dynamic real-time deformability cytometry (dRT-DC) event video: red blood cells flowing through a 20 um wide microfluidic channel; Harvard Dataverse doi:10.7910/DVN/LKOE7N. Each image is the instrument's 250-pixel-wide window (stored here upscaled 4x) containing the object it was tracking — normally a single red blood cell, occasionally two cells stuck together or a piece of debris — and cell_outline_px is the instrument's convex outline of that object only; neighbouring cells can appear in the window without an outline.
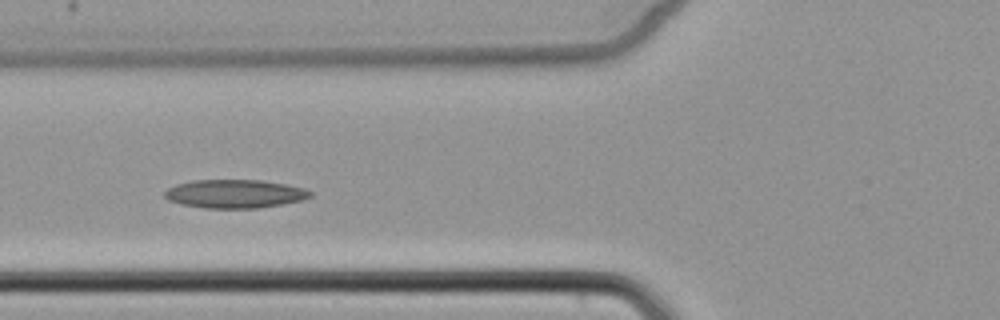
{"species": "common noctule bat (a hibernating species)", "species_latin": "Nyctalus noctula", "temperature_condition": "cold", "stored_images_in_passage": 6, "camera_frame_rate_fps": 3000, "um_per_image_px": 0.085, "animal": {"sex": "female", "body_mass_g": 22.7, "forearm_length_mm": 54.2}, "frame": {"image": 1, "passage_image": 5, "time_ms": 4.667, "image_size_px": [1000, 320], "cell_outline_px": [[312, 196], [304, 200], [256, 208], [204, 208], [180, 204], [168, 200], [164, 196], [164, 192], [168, 188], [176, 184], [192, 180], [260, 180], [284, 184], [304, 188], [312, 192]], "centroid_in_image_um": [19.93, 16.47], "position_along_channel_um": 105.9, "area_um2": 24.16}}
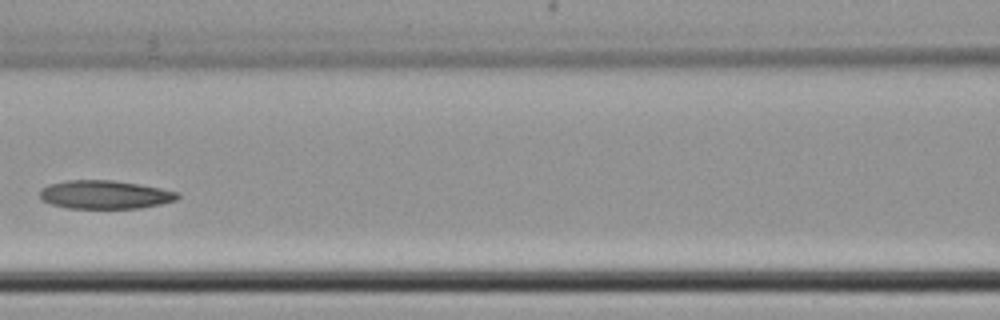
{"frame": {"image": 2, "passage_image": 6, "time_ms": 6.0, "image_size_px": [1000, 320], "cell_outline_px": [[180, 196], [176, 200], [160, 204], [140, 208], [68, 208], [52, 204], [44, 200], [40, 196], [40, 188], [48, 184], [64, 180], [112, 180], [140, 184], [160, 188], [176, 192]], "centroid_in_image_um": [8.89, 16.53], "position_along_channel_um": 157.7, "area_um2": 22.77}}